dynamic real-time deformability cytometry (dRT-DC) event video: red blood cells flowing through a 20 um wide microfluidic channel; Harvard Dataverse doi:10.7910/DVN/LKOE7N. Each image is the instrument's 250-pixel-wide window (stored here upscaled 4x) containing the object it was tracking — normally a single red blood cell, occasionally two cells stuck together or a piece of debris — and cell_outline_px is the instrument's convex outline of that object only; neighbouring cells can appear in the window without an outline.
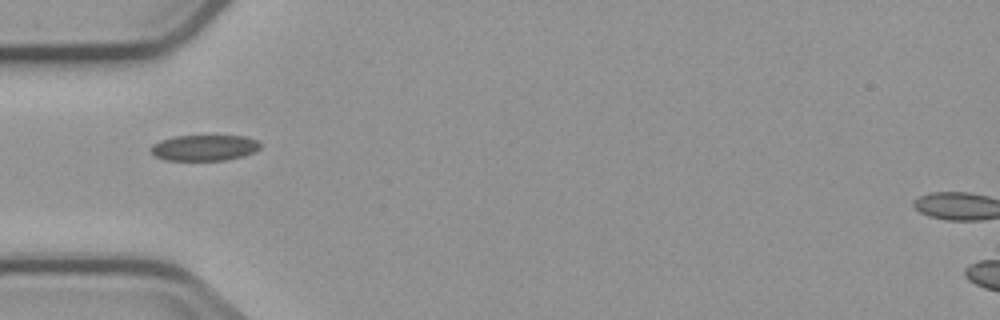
{"species": "common noctule bat (a hibernating species)", "species_latin": "Nyctalus noctula", "temperature_condition": "cold", "stored_images_in_passage": 3, "camera_frame_rate_fps": 3000, "um_per_image_px": 0.085, "animal": {"sex": "male", "body_mass_g": 23.1, "forearm_length_mm": 52.7}, "frame": {"image": 1, "passage_image": 1, "time_ms": 0.0, "image_size_px": [1000, 320], "cell_outline_px": [[260, 148], [256, 152], [244, 156], [228, 160], [164, 160], [148, 152], [148, 148], [152, 144], [160, 140], [176, 136], [244, 136], [256, 140], [260, 144]], "centroid_in_image_um": [17.34, 12.57], "position_along_channel_um": 67.7, "area_um2": 16.7}}
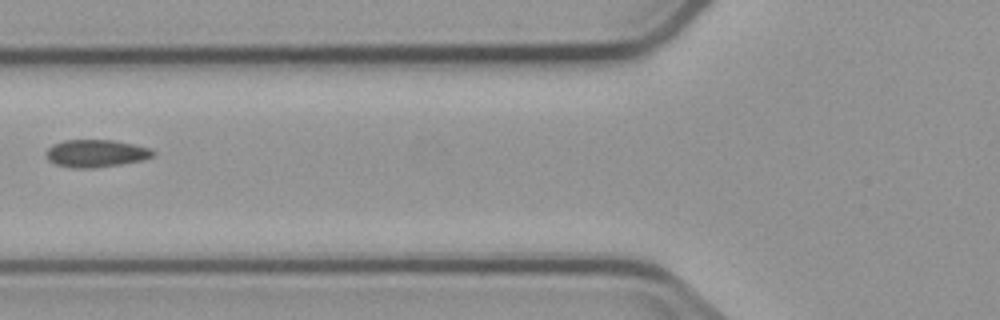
{"frame": {"image": 2, "passage_image": 2, "time_ms": 1.333, "image_size_px": [1000, 320], "cell_outline_px": [[156, 152], [152, 156], [144, 160], [120, 164], [92, 168], [72, 168], [56, 164], [48, 160], [44, 152], [52, 144], [64, 140], [112, 140], [152, 148]], "centroid_in_image_um": [8.14, 13.03], "position_along_channel_um": 117.7, "area_um2": 17.22}}
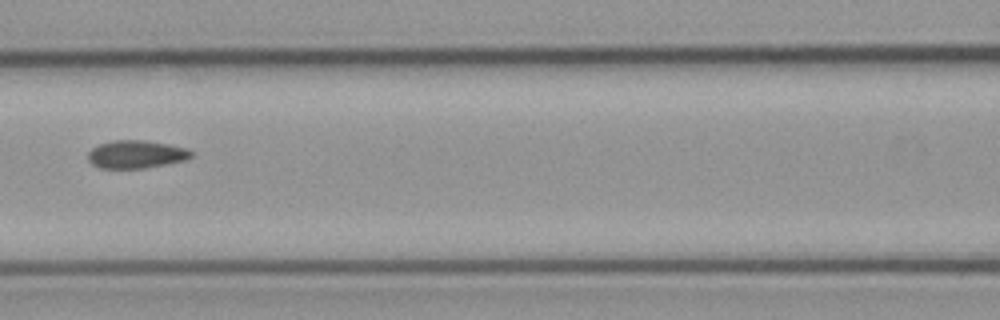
{"frame": {"image": 3, "passage_image": 3, "time_ms": 2.333, "image_size_px": [1000, 320], "cell_outline_px": [[192, 156], [184, 160], [144, 168], [100, 168], [92, 164], [88, 160], [88, 152], [92, 148], [100, 144], [112, 140], [144, 140], [168, 144], [188, 148], [192, 152]], "centroid_in_image_um": [11.55, 13.11], "position_along_channel_um": 155.0, "area_um2": 16.7}}